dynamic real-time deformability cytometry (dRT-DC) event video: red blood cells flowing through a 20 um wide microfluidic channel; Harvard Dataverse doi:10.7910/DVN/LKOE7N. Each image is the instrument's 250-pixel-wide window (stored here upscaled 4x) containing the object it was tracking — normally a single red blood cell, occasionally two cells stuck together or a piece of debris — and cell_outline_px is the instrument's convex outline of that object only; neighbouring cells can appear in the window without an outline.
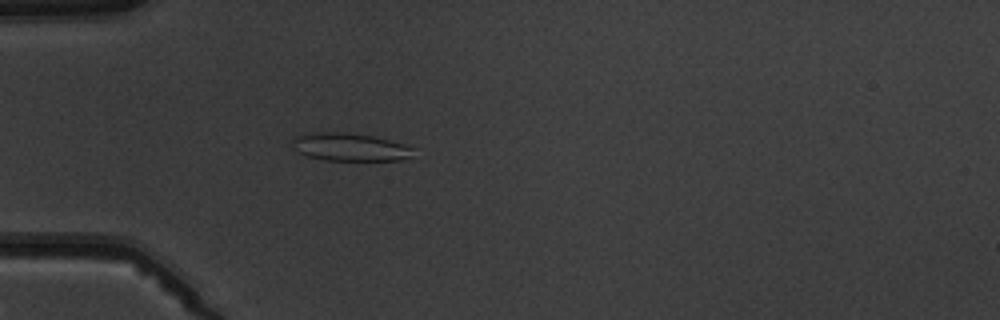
{"species": "common noctule bat (a hibernating species)", "species_latin": "Nyctalus noctula", "temperature_condition": "warm", "stored_images_in_passage": 4, "camera_frame_rate_fps": 3000, "um_per_image_px": 0.085, "animal": {"sex": "male", "body_mass_g": 19.5, "forearm_length_mm": 54.6}, "frame": {"image": 1, "passage_image": 4, "time_ms": 4.333, "image_size_px": [1000, 320], "cell_outline_px": [[416, 148], [408, 156], [400, 160], [324, 160], [308, 156], [292, 148], [292, 136], [312, 132], [344, 132], [372, 136], [404, 144]], "centroid_in_image_um": [29.67, 12.49], "position_along_channel_um": 55.3, "area_um2": 19.59}}